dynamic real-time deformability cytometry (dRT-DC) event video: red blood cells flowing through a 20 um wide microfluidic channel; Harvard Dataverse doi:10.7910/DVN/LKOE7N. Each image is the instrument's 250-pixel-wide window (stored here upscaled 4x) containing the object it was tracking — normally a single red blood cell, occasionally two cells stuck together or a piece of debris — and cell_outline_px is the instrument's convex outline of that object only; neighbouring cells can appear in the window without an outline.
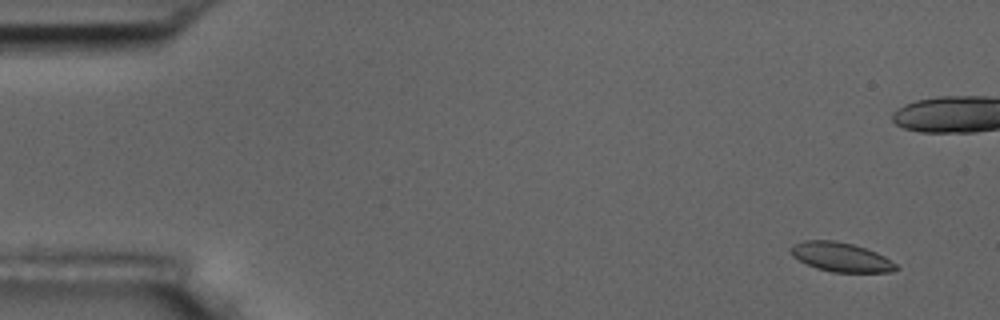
{"species": "common noctule bat (a hibernating species)", "species_latin": "Nyctalus noctula", "temperature_condition": "room temperature", "stored_images_in_passage": 6, "camera_frame_rate_fps": 3000, "um_per_image_px": 0.085, "animal": {"sex": "male", "body_mass_g": 17.5, "forearm_length_mm": 52.3}, "frame": {"image": 1, "passage_image": 1, "time_ms": 0.0, "image_size_px": [1000, 320], "cell_outline_px": [[900, 268], [892, 272], [832, 272], [816, 268], [792, 256], [788, 248], [792, 244], [804, 240], [836, 240], [852, 244], [876, 252], [884, 256], [896, 264]], "centroid_in_image_um": [71.46, 21.84], "position_along_channel_um": 13.5, "area_um2": 17.98}}